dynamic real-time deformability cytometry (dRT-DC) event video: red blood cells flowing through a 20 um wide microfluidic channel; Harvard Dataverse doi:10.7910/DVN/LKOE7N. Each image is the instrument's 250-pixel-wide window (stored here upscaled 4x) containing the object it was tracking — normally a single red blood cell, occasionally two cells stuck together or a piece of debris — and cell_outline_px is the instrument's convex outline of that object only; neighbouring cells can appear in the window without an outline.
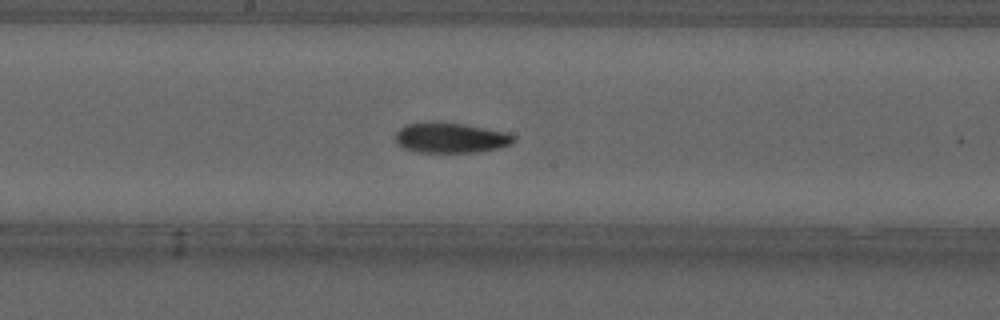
{"species": "common noctule bat (a hibernating species)", "species_latin": "Nyctalus noctula", "temperature_condition": "cold", "stored_images_in_passage": 35, "camera_frame_rate_fps": 3000, "um_per_image_px": 0.085, "animal": {"sex": "male", "forearm_length_mm": 52.5}, "frame": {"image": 1, "passage_image": 16, "time_ms": 5.0, "image_size_px": [1000, 320], "cell_outline_px": [[516, 140], [512, 144], [500, 148], [476, 152], [420, 152], [404, 148], [396, 144], [396, 132], [400, 128], [408, 124], [464, 124], [504, 132], [516, 136]], "centroid_in_image_um": [38.36, 11.75], "position_along_channel_um": 209.8, "area_um2": 20.23}, "authors_computed_cell_mechanics": {"area_um2": 20.5768, "velocity_mm_per_s": 3.6999, "shape_relaxation_time_tau1_ms": 4.6996, "shape_relaxation_time_tau2_ms": 6.0811, "deformation_change_tau1": 0.1363, "deformation_change_tau2": 0.1281}}